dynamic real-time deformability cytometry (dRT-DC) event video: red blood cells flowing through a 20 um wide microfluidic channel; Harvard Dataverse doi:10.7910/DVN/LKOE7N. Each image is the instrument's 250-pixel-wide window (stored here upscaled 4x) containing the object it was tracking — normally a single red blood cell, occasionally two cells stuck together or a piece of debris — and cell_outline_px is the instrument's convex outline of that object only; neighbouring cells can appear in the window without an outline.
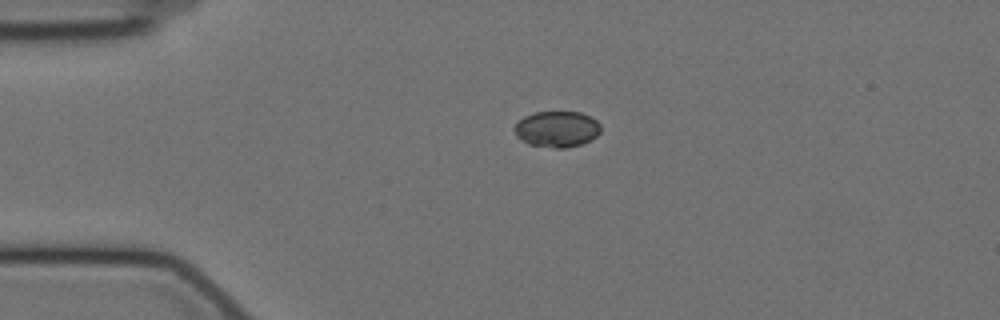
{"species": "Egyptian fruit bat (a non-hibernating species)", "species_latin": "Rousettus aegyptiacus", "temperature_condition": "cold", "stored_images_in_passage": 43, "camera_frame_rate_fps": 3000, "um_per_image_px": 0.085, "animal": {"sex": "female"}, "frame": {"image": 1, "passage_image": 1, "time_ms": 0.0, "image_size_px": [1000, 320], "cell_outline_px": [[600, 132], [596, 136], [580, 144], [568, 148], [552, 148], [528, 144], [520, 140], [516, 136], [512, 128], [524, 116], [532, 112], [580, 112], [596, 120], [600, 124]], "centroid_in_image_um": [47.29, 10.98], "position_along_channel_um": 37.7, "area_um2": 18.21}}
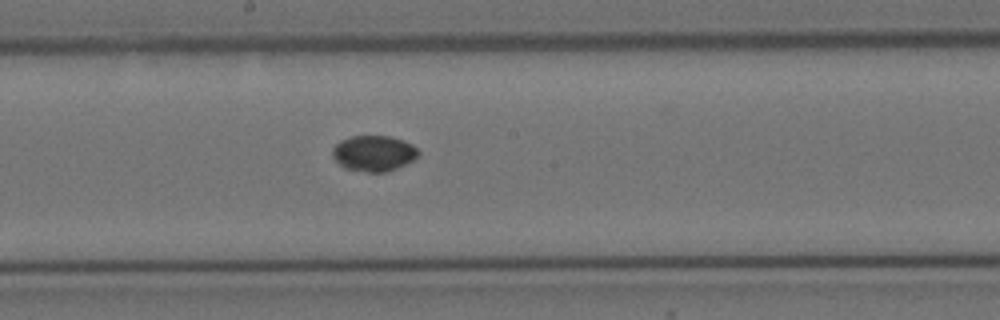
{"frame": {"image": 2, "passage_image": 19, "time_ms": 6.0, "image_size_px": [1000, 320], "cell_outline_px": [[420, 156], [396, 168], [384, 172], [368, 172], [344, 168], [332, 156], [332, 148], [340, 140], [352, 136], [392, 136], [404, 140], [412, 144], [420, 152]], "centroid_in_image_um": [31.77, 13.02], "position_along_channel_um": 216.4, "area_um2": 17.92}}
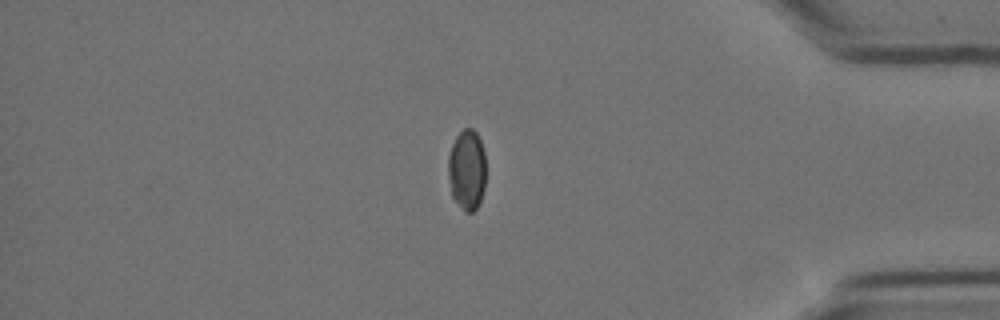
{"frame": {"image": 3, "passage_image": 37, "time_ms": 12.0, "image_size_px": [1000, 320], "cell_outline_px": [[484, 188], [480, 204], [472, 212], [464, 212], [452, 196], [448, 176], [448, 156], [452, 144], [456, 136], [464, 128], [472, 128], [476, 132], [480, 140], [484, 152]], "centroid_in_image_um": [39.67, 14.44], "position_along_channel_um": 395.5, "area_um2": 17.69}}